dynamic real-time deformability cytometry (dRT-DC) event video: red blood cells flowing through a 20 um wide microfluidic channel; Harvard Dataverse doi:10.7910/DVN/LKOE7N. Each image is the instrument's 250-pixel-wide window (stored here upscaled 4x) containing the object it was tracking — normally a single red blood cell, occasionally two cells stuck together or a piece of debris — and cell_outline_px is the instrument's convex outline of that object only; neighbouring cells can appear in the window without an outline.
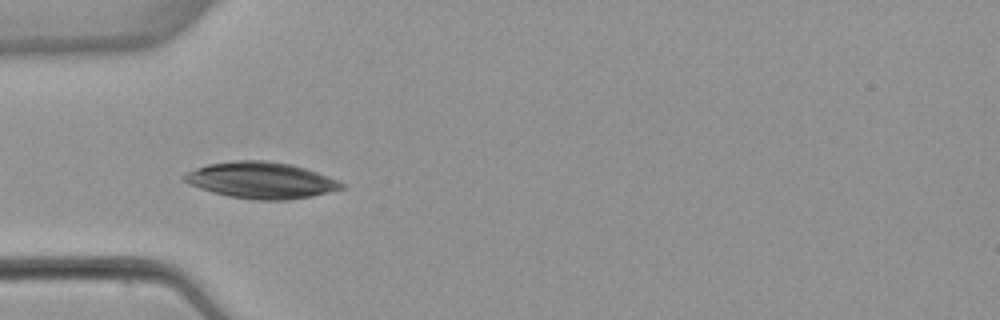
{"species": "common noctule bat (a hibernating species)", "species_latin": "Nyctalus noctula", "temperature_condition": "warm", "stored_images_in_passage": 16, "camera_frame_rate_fps": 3000, "um_per_image_px": 0.085, "animal": {"sex": "female", "body_mass_g": 22.7, "forearm_length_mm": 54.2}, "frame": {"image": 1, "passage_image": 3, "time_ms": 0.667, "image_size_px": [1000, 320], "cell_outline_px": [[348, 188], [312, 196], [288, 200], [256, 200], [228, 196], [212, 192], [188, 184], [184, 180], [184, 176], [188, 172], [196, 168], [208, 164], [236, 160], [264, 160], [292, 164], [328, 176], [344, 184]], "centroid_in_image_um": [22.22, 15.33], "position_along_channel_um": 62.8, "area_um2": 33.29}}
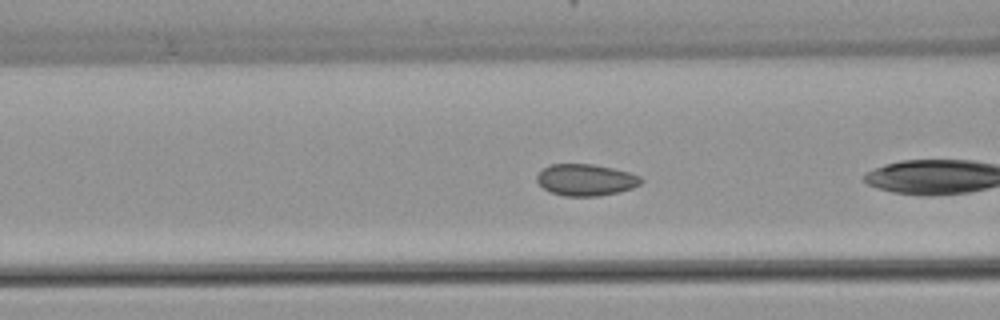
{"frame": {"image": 2, "passage_image": 5, "time_ms": 1.333, "image_size_px": [1000, 320], "cell_outline_px": [[644, 180], [640, 184], [632, 188], [620, 192], [596, 196], [564, 196], [552, 192], [544, 188], [536, 180], [536, 176], [544, 168], [552, 164], [592, 164], [612, 168], [628, 172], [640, 176]], "centroid_in_image_um": [49.81, 15.29], "position_along_channel_um": 116.8, "area_um2": 19.07}}